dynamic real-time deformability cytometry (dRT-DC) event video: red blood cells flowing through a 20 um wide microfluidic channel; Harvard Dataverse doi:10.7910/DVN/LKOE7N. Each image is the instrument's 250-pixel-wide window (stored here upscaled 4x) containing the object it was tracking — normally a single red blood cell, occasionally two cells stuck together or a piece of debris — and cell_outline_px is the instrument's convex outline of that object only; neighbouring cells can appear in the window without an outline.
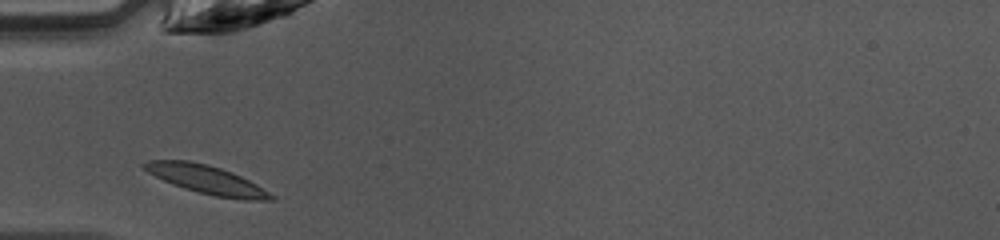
{"species": "common noctule bat (a hibernating species)", "species_latin": "Nyctalus noctula", "temperature_condition": "warm", "stored_images_in_passage": 26, "camera_frame_rate_fps": 3000, "um_per_image_px": 0.085, "animal": {"sex": "female", "body_mass_g": 10.0, "forearm_length_mm": 53.1}, "frame": {"image": 1, "passage_image": 1, "time_ms": 0.0, "image_size_px": [1000, 240], "cell_outline_px": [[276, 196], [272, 200], [244, 200], [216, 196], [184, 188], [164, 180], [148, 172], [140, 164], [148, 160], [188, 160], [208, 164], [232, 172], [256, 184]], "centroid_in_image_um": [17.57, 15.26], "position_along_channel_um": 67.4, "area_um2": 20.81}}
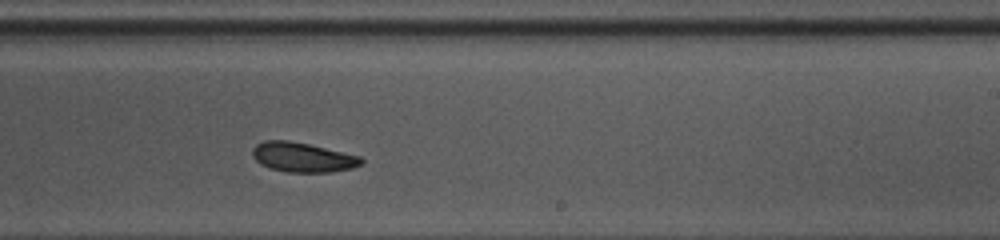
{"frame": {"image": 2, "passage_image": 15, "time_ms": 4.667, "image_size_px": [1000, 240], "cell_outline_px": [[364, 164], [352, 168], [332, 172], [288, 172], [272, 168], [260, 164], [252, 156], [252, 148], [256, 144], [264, 140], [288, 140], [308, 144], [360, 156], [364, 160]], "centroid_in_image_um": [25.73, 13.36], "position_along_channel_um": 263.3, "area_um2": 18.79}}
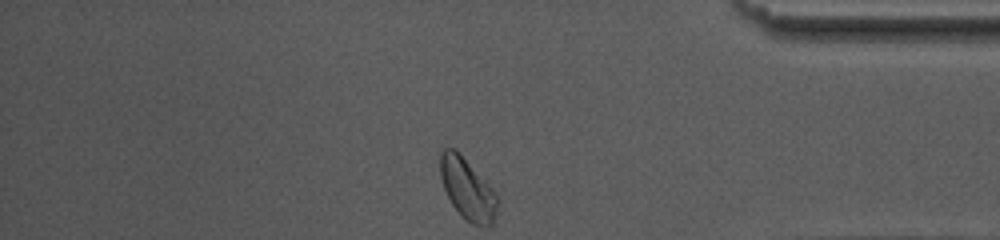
{"frame": {"image": 3, "passage_image": 26, "time_ms": 8.333, "image_size_px": [1000, 240], "cell_outline_px": [[496, 212], [492, 224], [472, 224], [460, 216], [452, 204], [444, 188], [440, 176], [440, 152], [444, 148], [456, 148], [492, 188], [496, 196]], "centroid_in_image_um": [39.68, 16.02], "position_along_channel_um": 395.5, "area_um2": 20.06}, "authors_computed_cell_mechanics": {"area_um2": 18.9006, "velocity_mm_per_s": 4.2162, "shape_relaxation_time_tau1_ms": 4.4854, "shape_relaxation_time_tau2_ms": null, "deformation_change_tau1": 0.149, "deformation_change_tau2": null}}